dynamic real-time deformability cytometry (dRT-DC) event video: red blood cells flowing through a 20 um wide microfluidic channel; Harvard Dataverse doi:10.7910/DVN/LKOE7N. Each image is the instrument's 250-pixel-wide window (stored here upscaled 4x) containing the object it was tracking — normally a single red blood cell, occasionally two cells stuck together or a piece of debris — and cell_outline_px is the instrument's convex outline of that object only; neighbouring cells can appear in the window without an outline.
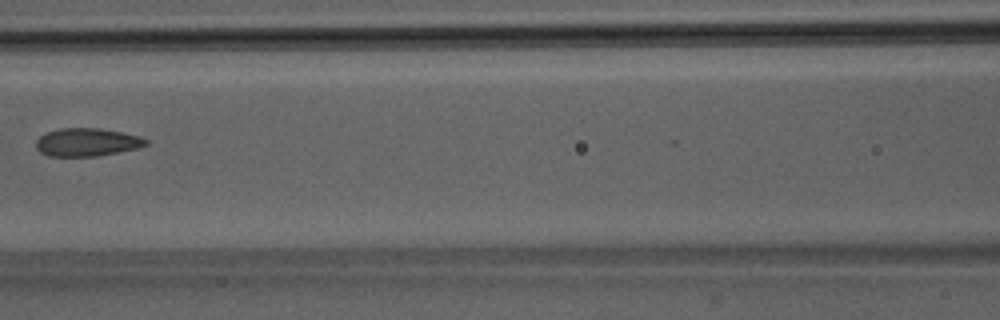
{"species": "Egyptian fruit bat (a non-hibernating species)", "species_latin": "Rousettus aegyptiacus", "temperature_condition": "room temperature", "stored_images_in_passage": 7, "camera_frame_rate_fps": 3000, "um_per_image_px": 0.085, "animal": {"sex": "male"}, "frame": {"image": 1, "passage_image": 6, "time_ms": 6.667, "image_size_px": [1000, 320], "cell_outline_px": [[148, 144], [136, 148], [96, 156], [48, 156], [40, 152], [36, 148], [36, 140], [44, 132], [60, 128], [100, 128], [140, 136], [148, 140]], "centroid_in_image_um": [7.35, 12.08], "position_along_channel_um": 159.3, "area_um2": 17.92}}